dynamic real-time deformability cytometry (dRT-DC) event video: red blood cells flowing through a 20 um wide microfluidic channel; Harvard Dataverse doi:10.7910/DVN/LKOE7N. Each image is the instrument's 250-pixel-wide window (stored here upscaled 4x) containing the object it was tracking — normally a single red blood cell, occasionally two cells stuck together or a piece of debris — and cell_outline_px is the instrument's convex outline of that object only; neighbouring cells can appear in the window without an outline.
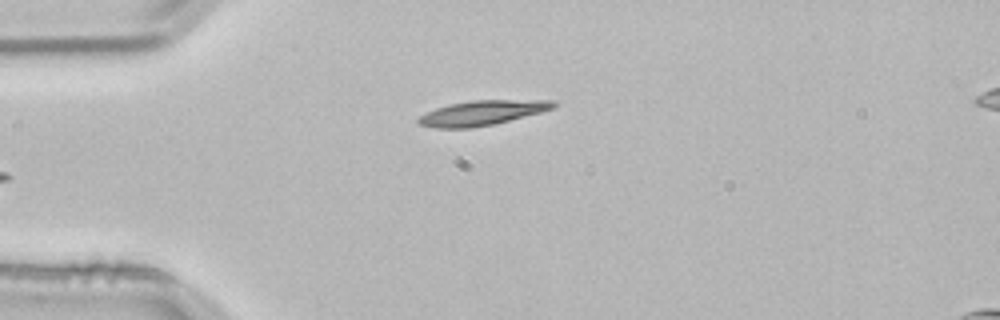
{"species": "common noctule bat (a hibernating species)", "species_latin": "Nyctalus noctula", "temperature_condition": "room temperature", "stored_images_in_passage": 4, "camera_frame_rate_fps": 3000, "um_per_image_px": 0.085, "animal": {"sex": "male", "body_mass_g": 21.5, "forearm_length_mm": 52.0}, "frame": {"image": 1, "passage_image": 4, "time_ms": 1.0, "image_size_px": [1000, 320], "cell_outline_px": [[560, 104], [556, 108], [492, 124], [472, 128], [436, 128], [420, 124], [416, 120], [420, 116], [436, 108], [448, 104], [472, 100], [556, 100]], "centroid_in_image_um": [41.02, 9.58], "position_along_channel_um": 44.0, "area_um2": 19.42}}